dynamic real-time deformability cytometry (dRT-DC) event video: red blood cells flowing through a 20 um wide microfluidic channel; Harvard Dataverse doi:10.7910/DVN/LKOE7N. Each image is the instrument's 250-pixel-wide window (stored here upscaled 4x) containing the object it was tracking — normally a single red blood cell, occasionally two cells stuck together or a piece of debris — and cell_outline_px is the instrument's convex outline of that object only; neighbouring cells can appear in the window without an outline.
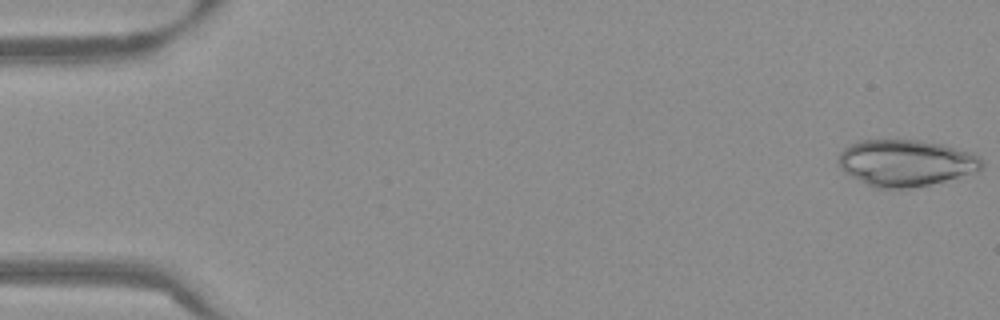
{"species": "Egyptian fruit bat (a non-hibernating species)", "species_latin": "Rousettus aegyptiacus", "temperature_condition": "warm", "stored_images_in_passage": 53, "camera_frame_rate_fps": 3000, "um_per_image_px": 0.085, "frame": {"image": 1, "passage_image": 1, "time_ms": 0.0, "image_size_px": [1000, 320], "cell_outline_px": [[984, 164], [980, 168], [944, 180], [912, 188], [876, 188], [844, 172], [840, 168], [836, 160], [840, 152], [844, 148], [860, 140], [920, 140], [940, 144], [972, 152], [980, 156]], "centroid_in_image_um": [76.93, 13.83], "position_along_channel_um": 8.1, "area_um2": 38.32}}
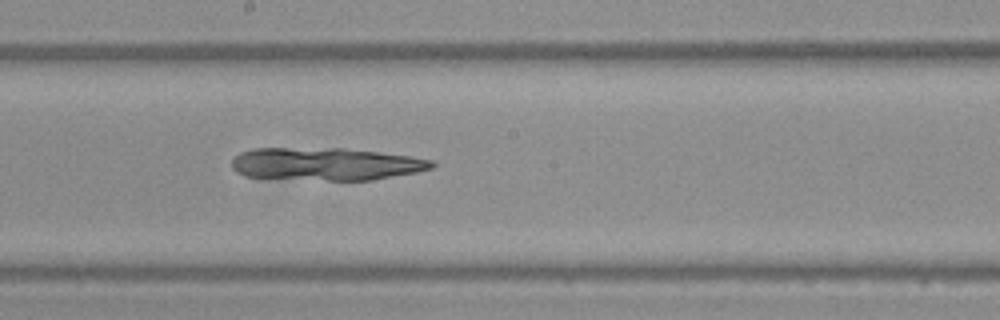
{"frame": {"image": 2, "passage_image": 29, "time_ms": 9.333, "image_size_px": [1000, 320], "cell_outline_px": [[436, 164], [432, 168], [416, 172], [372, 180], [328, 180], [244, 176], [236, 172], [232, 168], [232, 156], [240, 152], [252, 148], [344, 148], [380, 152], [412, 156], [436, 160]], "centroid_in_image_um": [27.71, 13.92], "position_along_channel_um": 220.5, "area_um2": 38.32}}
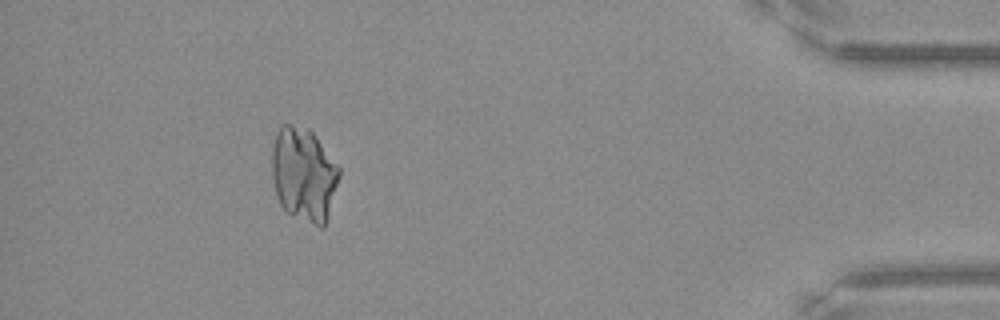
{"frame": {"image": 3, "passage_image": 48, "time_ms": 15.667, "image_size_px": [1000, 320], "cell_outline_px": [[340, 176], [328, 216], [324, 228], [320, 228], [292, 216], [280, 204], [276, 196], [272, 176], [272, 148], [276, 132], [280, 124], [292, 124], [308, 128], [312, 132], [340, 168]], "centroid_in_image_um": [25.81, 14.83], "position_along_channel_um": 409.4, "area_um2": 37.11}}